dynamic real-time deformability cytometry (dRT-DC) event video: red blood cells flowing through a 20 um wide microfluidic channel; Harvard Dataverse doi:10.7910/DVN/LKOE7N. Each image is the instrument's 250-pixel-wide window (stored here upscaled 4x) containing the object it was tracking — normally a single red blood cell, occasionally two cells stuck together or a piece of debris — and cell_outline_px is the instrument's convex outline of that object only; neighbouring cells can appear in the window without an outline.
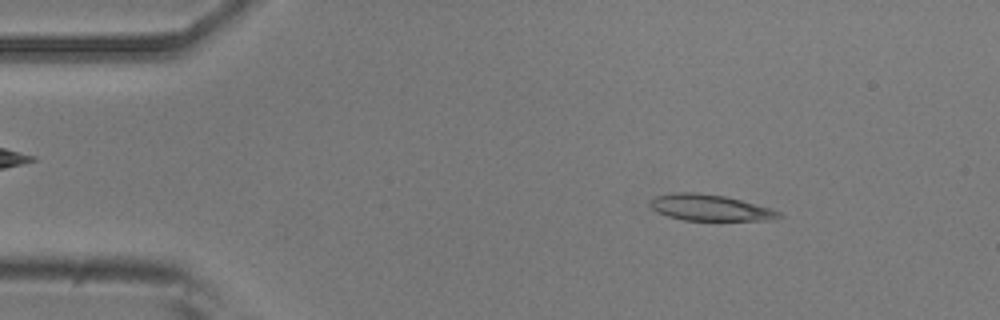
{"species": "common noctule bat (a hibernating species)", "species_latin": "Nyctalus noctula", "temperature_condition": "room temperature", "stored_images_in_passage": 16, "camera_frame_rate_fps": 3000, "um_per_image_px": 0.085, "animal": {"sex": "male", "body_mass_g": 20.5, "forearm_length_mm": 52.5}, "frame": {"image": 1, "passage_image": 7, "time_ms": 2.0, "image_size_px": [1000, 320], "cell_outline_px": [[784, 216], [776, 220], [684, 220], [668, 216], [656, 212], [648, 204], [656, 196], [676, 192], [696, 192], [724, 196], [772, 208], [780, 212]], "centroid_in_image_um": [60.38, 17.66], "position_along_channel_um": 24.6, "area_um2": 19.65}}
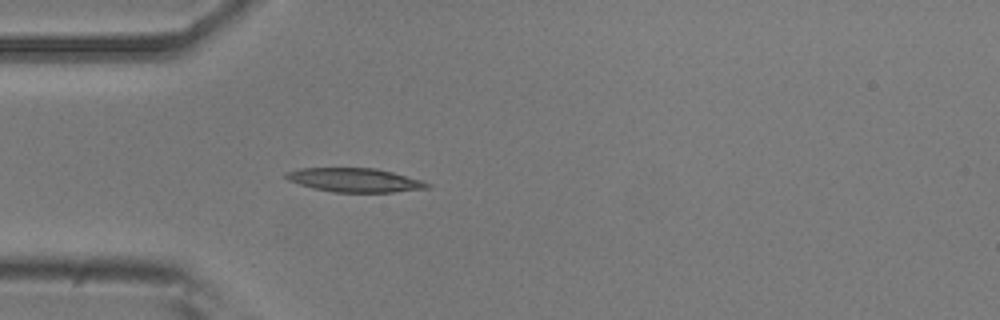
{"frame": {"image": 2, "passage_image": 14, "time_ms": 4.333, "image_size_px": [1000, 320], "cell_outline_px": [[432, 188], [392, 192], [332, 192], [312, 188], [288, 180], [284, 176], [284, 172], [300, 168], [376, 168], [392, 172], [420, 180], [432, 184]], "centroid_in_image_um": [30.14, 15.31], "position_along_channel_um": 54.9, "area_um2": 19.71}}